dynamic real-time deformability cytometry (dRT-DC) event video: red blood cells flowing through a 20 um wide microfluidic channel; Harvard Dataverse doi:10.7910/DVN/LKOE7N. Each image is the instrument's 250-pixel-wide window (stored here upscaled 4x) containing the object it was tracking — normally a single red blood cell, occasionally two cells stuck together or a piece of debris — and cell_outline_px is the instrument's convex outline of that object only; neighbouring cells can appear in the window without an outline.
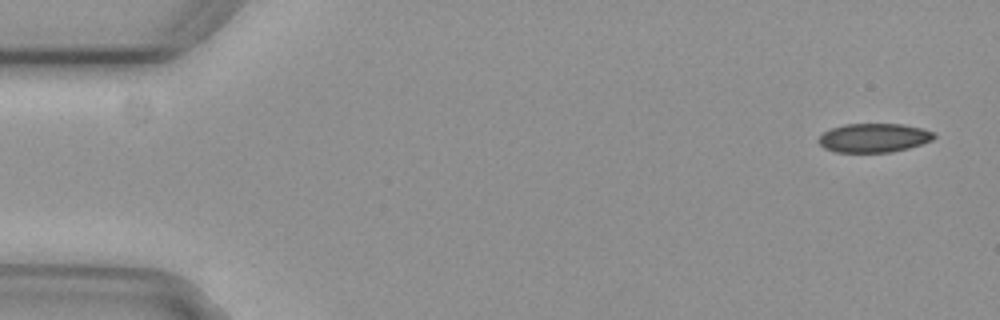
{"species": "common noctule bat (a hibernating species)", "species_latin": "Nyctalus noctula", "temperature_condition": "cold", "stored_images_in_passage": 8, "camera_frame_rate_fps": 3000, "um_per_image_px": 0.085, "animal": {"sex": "female", "body_mass_g": 29.2, "forearm_length_mm": 56.3}, "frame": {"image": 1, "passage_image": 1, "time_ms": 0.0, "image_size_px": [1000, 320], "cell_outline_px": [[936, 136], [932, 140], [908, 148], [892, 152], [836, 152], [824, 148], [816, 140], [824, 132], [832, 128], [844, 124], [900, 124], [920, 128], [936, 132]], "centroid_in_image_um": [74.27, 11.72], "position_along_channel_um": 10.7, "area_um2": 19.42}}
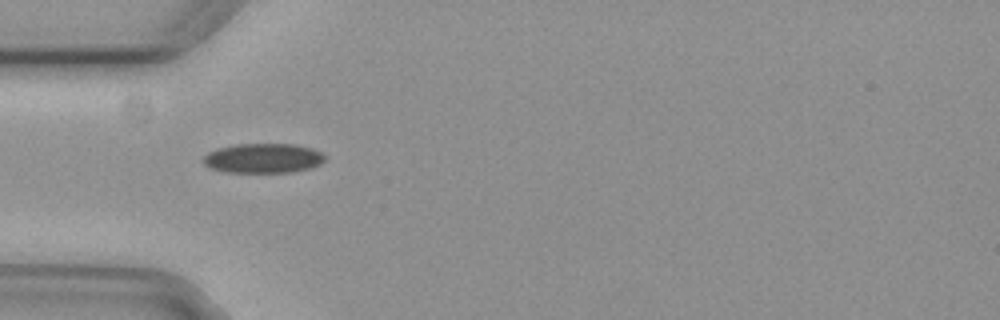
{"frame": {"image": 2, "passage_image": 5, "time_ms": 1.333, "image_size_px": [1000, 320], "cell_outline_px": [[324, 160], [320, 164], [312, 168], [292, 172], [228, 172], [208, 168], [200, 160], [208, 152], [216, 148], [236, 144], [296, 144], [312, 148], [320, 152], [324, 156]], "centroid_in_image_um": [22.33, 13.45], "position_along_channel_um": 62.7, "area_um2": 21.21}}
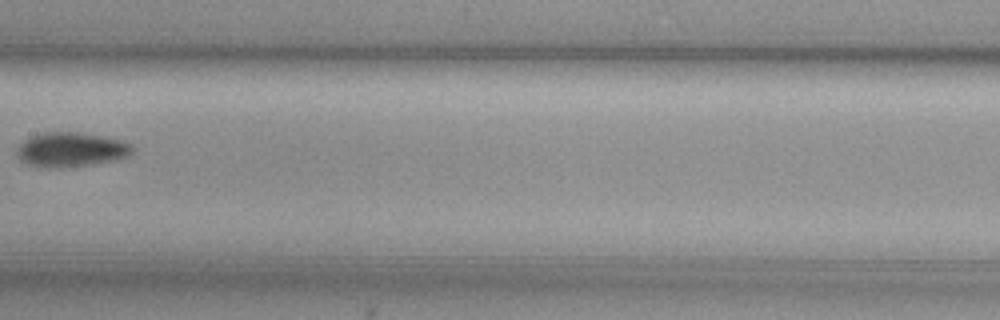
{"frame": {"image": 3, "passage_image": 8, "time_ms": 2.333, "image_size_px": [1000, 320], "cell_outline_px": [[136, 148], [128, 156], [116, 160], [92, 164], [48, 168], [28, 164], [20, 160], [16, 156], [16, 152], [20, 144], [24, 140], [32, 136], [44, 132], [80, 132], [104, 136], [120, 140], [132, 144]], "centroid_in_image_um": [6.06, 12.71], "position_along_channel_um": 201.3, "area_um2": 23.24}}